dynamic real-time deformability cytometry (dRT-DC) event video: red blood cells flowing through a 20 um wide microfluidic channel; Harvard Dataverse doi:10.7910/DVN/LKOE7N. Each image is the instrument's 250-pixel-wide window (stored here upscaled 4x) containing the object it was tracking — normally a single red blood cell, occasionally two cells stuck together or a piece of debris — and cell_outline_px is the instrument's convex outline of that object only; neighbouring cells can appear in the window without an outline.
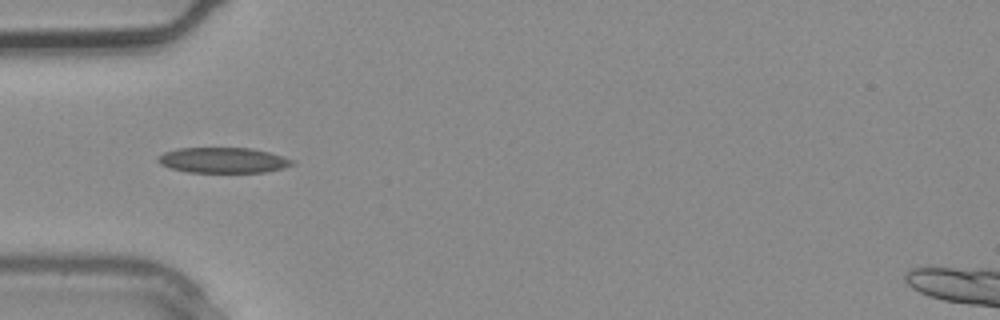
{"species": "common noctule bat (a hibernating species)", "species_latin": "Nyctalus noctula", "temperature_condition": "warm", "stored_images_in_passage": 2, "camera_frame_rate_fps": 3000, "um_per_image_px": 0.085, "animal": {"sex": "male", "body_mass_g": 20.4}, "frame": {"image": 1, "passage_image": 2, "time_ms": 0.333, "image_size_px": [1000, 320], "cell_outline_px": [[296, 164], [284, 168], [264, 172], [188, 172], [168, 168], [160, 164], [156, 160], [156, 156], [164, 152], [176, 148], [252, 148], [284, 156], [296, 160]], "centroid_in_image_um": [18.96, 13.62], "position_along_channel_um": 66.0, "area_um2": 20.23}}